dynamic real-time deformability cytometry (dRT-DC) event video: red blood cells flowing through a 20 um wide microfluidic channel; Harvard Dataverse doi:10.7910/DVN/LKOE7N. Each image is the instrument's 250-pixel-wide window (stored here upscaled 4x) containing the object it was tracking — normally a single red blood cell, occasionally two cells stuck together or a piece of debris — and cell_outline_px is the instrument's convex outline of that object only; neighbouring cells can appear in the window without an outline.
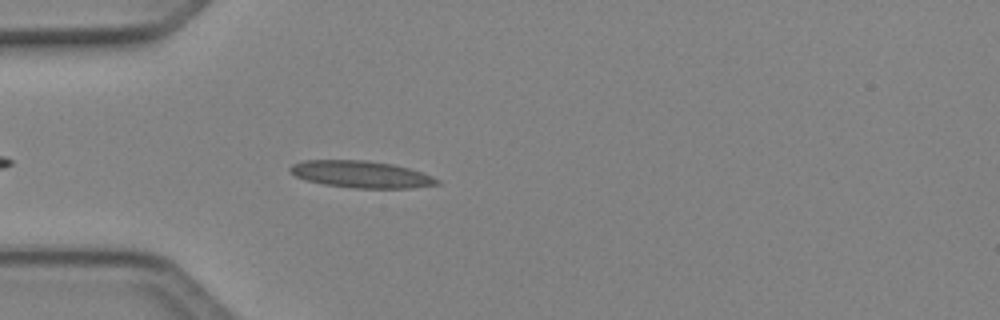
{"species": "Egyptian fruit bat (a non-hibernating species)", "species_latin": "Rousettus aegyptiacus", "temperature_condition": "cold", "stored_images_in_passage": 18, "camera_frame_rate_fps": 3000, "um_per_image_px": 0.085, "animal": {"sex": "female"}, "frame": {"image": 1, "passage_image": 5, "time_ms": 1.333, "image_size_px": [1000, 320], "cell_outline_px": [[440, 184], [412, 188], [352, 188], [324, 184], [308, 180], [296, 176], [288, 172], [288, 168], [292, 164], [304, 160], [368, 160], [392, 164], [408, 168], [432, 176], [440, 180]], "centroid_in_image_um": [30.68, 14.81], "position_along_channel_um": 54.3, "area_um2": 23.06}}
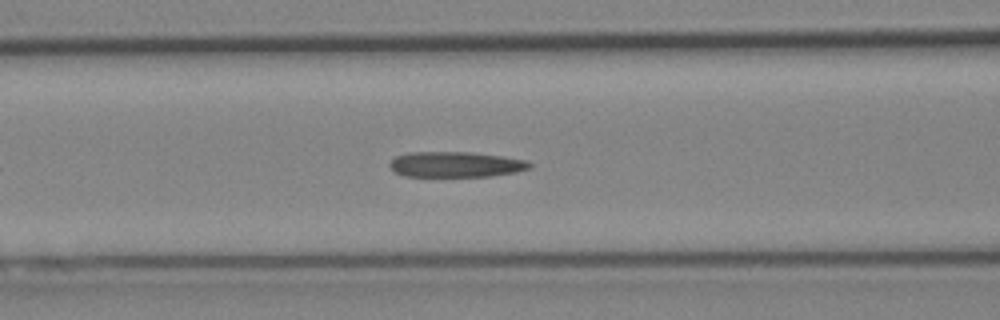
{"frame": {"image": 2, "passage_image": 11, "time_ms": 3.333, "image_size_px": [1000, 320], "cell_outline_px": [[532, 164], [528, 168], [516, 172], [488, 176], [404, 176], [396, 172], [388, 164], [396, 156], [408, 152], [472, 152], [500, 156], [524, 160]], "centroid_in_image_um": [38.69, 13.97], "position_along_channel_um": 127.9, "area_um2": 20.52}}
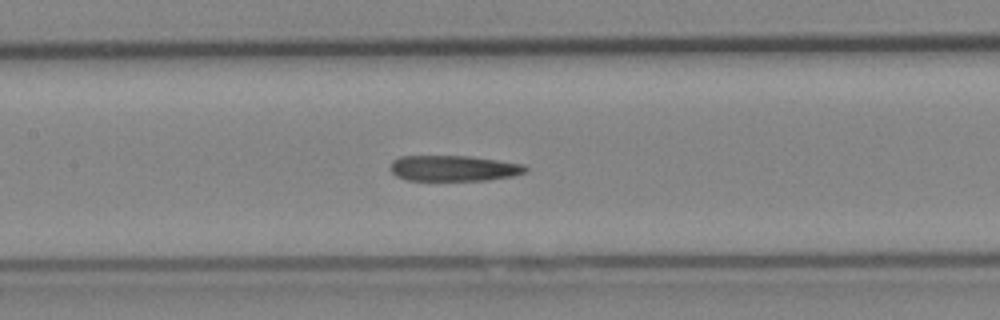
{"frame": {"image": 3, "passage_image": 14, "time_ms": 4.333, "image_size_px": [1000, 320], "cell_outline_px": [[528, 168], [524, 172], [512, 176], [488, 180], [408, 180], [396, 176], [392, 172], [392, 160], [400, 156], [468, 156], [524, 164]], "centroid_in_image_um": [38.56, 14.3], "position_along_channel_um": 168.8, "area_um2": 20.06}}